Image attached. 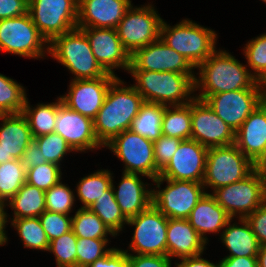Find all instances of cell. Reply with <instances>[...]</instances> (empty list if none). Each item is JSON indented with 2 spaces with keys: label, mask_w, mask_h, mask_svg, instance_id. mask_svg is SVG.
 I'll return each mask as SVG.
<instances>
[{
  "label": "cell",
  "mask_w": 266,
  "mask_h": 267,
  "mask_svg": "<svg viewBox=\"0 0 266 267\" xmlns=\"http://www.w3.org/2000/svg\"><path fill=\"white\" fill-rule=\"evenodd\" d=\"M196 68L199 76H195L194 91L200 92L194 96L203 101L210 95L253 88L258 83L250 69L227 50L216 49Z\"/></svg>",
  "instance_id": "cell-1"
},
{
  "label": "cell",
  "mask_w": 266,
  "mask_h": 267,
  "mask_svg": "<svg viewBox=\"0 0 266 267\" xmlns=\"http://www.w3.org/2000/svg\"><path fill=\"white\" fill-rule=\"evenodd\" d=\"M119 77L110 85L104 103L93 119L98 141L105 147L115 136L128 130L144 103L142 95Z\"/></svg>",
  "instance_id": "cell-2"
},
{
  "label": "cell",
  "mask_w": 266,
  "mask_h": 267,
  "mask_svg": "<svg viewBox=\"0 0 266 267\" xmlns=\"http://www.w3.org/2000/svg\"><path fill=\"white\" fill-rule=\"evenodd\" d=\"M128 73L135 79L132 86L144 102L174 106L188 104L195 98V74L145 70H128Z\"/></svg>",
  "instance_id": "cell-3"
},
{
  "label": "cell",
  "mask_w": 266,
  "mask_h": 267,
  "mask_svg": "<svg viewBox=\"0 0 266 267\" xmlns=\"http://www.w3.org/2000/svg\"><path fill=\"white\" fill-rule=\"evenodd\" d=\"M49 55L69 69L74 78L71 80L97 79L107 73L92 53L85 32L74 28L49 43Z\"/></svg>",
  "instance_id": "cell-4"
},
{
  "label": "cell",
  "mask_w": 266,
  "mask_h": 267,
  "mask_svg": "<svg viewBox=\"0 0 266 267\" xmlns=\"http://www.w3.org/2000/svg\"><path fill=\"white\" fill-rule=\"evenodd\" d=\"M159 38L167 46L187 58L196 68L217 49L218 35L216 31L190 19H183L174 26H170L163 19Z\"/></svg>",
  "instance_id": "cell-5"
},
{
  "label": "cell",
  "mask_w": 266,
  "mask_h": 267,
  "mask_svg": "<svg viewBox=\"0 0 266 267\" xmlns=\"http://www.w3.org/2000/svg\"><path fill=\"white\" fill-rule=\"evenodd\" d=\"M211 194L233 220L246 218L266 201V173L254 169L244 179Z\"/></svg>",
  "instance_id": "cell-6"
},
{
  "label": "cell",
  "mask_w": 266,
  "mask_h": 267,
  "mask_svg": "<svg viewBox=\"0 0 266 267\" xmlns=\"http://www.w3.org/2000/svg\"><path fill=\"white\" fill-rule=\"evenodd\" d=\"M0 51L38 60L48 55L49 43L26 13L0 20Z\"/></svg>",
  "instance_id": "cell-7"
},
{
  "label": "cell",
  "mask_w": 266,
  "mask_h": 267,
  "mask_svg": "<svg viewBox=\"0 0 266 267\" xmlns=\"http://www.w3.org/2000/svg\"><path fill=\"white\" fill-rule=\"evenodd\" d=\"M152 182L155 183L152 189V204L168 219H187L192 209L207 192L203 183L199 182L170 180L160 176ZM164 182L167 185L163 189L161 185Z\"/></svg>",
  "instance_id": "cell-8"
},
{
  "label": "cell",
  "mask_w": 266,
  "mask_h": 267,
  "mask_svg": "<svg viewBox=\"0 0 266 267\" xmlns=\"http://www.w3.org/2000/svg\"><path fill=\"white\" fill-rule=\"evenodd\" d=\"M254 170V164L235 144L208 148L205 176V190L214 191L244 179Z\"/></svg>",
  "instance_id": "cell-9"
},
{
  "label": "cell",
  "mask_w": 266,
  "mask_h": 267,
  "mask_svg": "<svg viewBox=\"0 0 266 267\" xmlns=\"http://www.w3.org/2000/svg\"><path fill=\"white\" fill-rule=\"evenodd\" d=\"M28 13L50 43L55 37L77 28L78 0H29Z\"/></svg>",
  "instance_id": "cell-10"
},
{
  "label": "cell",
  "mask_w": 266,
  "mask_h": 267,
  "mask_svg": "<svg viewBox=\"0 0 266 267\" xmlns=\"http://www.w3.org/2000/svg\"><path fill=\"white\" fill-rule=\"evenodd\" d=\"M162 20L152 4L131 5L115 29L123 47L132 55L159 39Z\"/></svg>",
  "instance_id": "cell-11"
},
{
  "label": "cell",
  "mask_w": 266,
  "mask_h": 267,
  "mask_svg": "<svg viewBox=\"0 0 266 267\" xmlns=\"http://www.w3.org/2000/svg\"><path fill=\"white\" fill-rule=\"evenodd\" d=\"M118 160L123 161L126 173L142 174L155 180L160 171L156 168L153 141L128 129L105 145Z\"/></svg>",
  "instance_id": "cell-12"
},
{
  "label": "cell",
  "mask_w": 266,
  "mask_h": 267,
  "mask_svg": "<svg viewBox=\"0 0 266 267\" xmlns=\"http://www.w3.org/2000/svg\"><path fill=\"white\" fill-rule=\"evenodd\" d=\"M127 225L135 226L128 246L133 254L167 256L168 218L153 204L128 219Z\"/></svg>",
  "instance_id": "cell-13"
},
{
  "label": "cell",
  "mask_w": 266,
  "mask_h": 267,
  "mask_svg": "<svg viewBox=\"0 0 266 267\" xmlns=\"http://www.w3.org/2000/svg\"><path fill=\"white\" fill-rule=\"evenodd\" d=\"M204 101L236 132L262 103L259 82L253 88L221 92L208 96Z\"/></svg>",
  "instance_id": "cell-14"
},
{
  "label": "cell",
  "mask_w": 266,
  "mask_h": 267,
  "mask_svg": "<svg viewBox=\"0 0 266 267\" xmlns=\"http://www.w3.org/2000/svg\"><path fill=\"white\" fill-rule=\"evenodd\" d=\"M191 139L211 148L235 143V132L203 100L191 101Z\"/></svg>",
  "instance_id": "cell-15"
},
{
  "label": "cell",
  "mask_w": 266,
  "mask_h": 267,
  "mask_svg": "<svg viewBox=\"0 0 266 267\" xmlns=\"http://www.w3.org/2000/svg\"><path fill=\"white\" fill-rule=\"evenodd\" d=\"M117 78L116 75H104L97 79L72 80L68 93L60 97L69 109L94 119L104 103L110 85Z\"/></svg>",
  "instance_id": "cell-16"
},
{
  "label": "cell",
  "mask_w": 266,
  "mask_h": 267,
  "mask_svg": "<svg viewBox=\"0 0 266 267\" xmlns=\"http://www.w3.org/2000/svg\"><path fill=\"white\" fill-rule=\"evenodd\" d=\"M208 148L196 140H182L177 151L160 171L159 176L170 180L203 183Z\"/></svg>",
  "instance_id": "cell-17"
},
{
  "label": "cell",
  "mask_w": 266,
  "mask_h": 267,
  "mask_svg": "<svg viewBox=\"0 0 266 267\" xmlns=\"http://www.w3.org/2000/svg\"><path fill=\"white\" fill-rule=\"evenodd\" d=\"M193 69L196 68L187 58L167 46L160 38L137 49L131 55V65L129 66V70L196 74Z\"/></svg>",
  "instance_id": "cell-18"
},
{
  "label": "cell",
  "mask_w": 266,
  "mask_h": 267,
  "mask_svg": "<svg viewBox=\"0 0 266 267\" xmlns=\"http://www.w3.org/2000/svg\"><path fill=\"white\" fill-rule=\"evenodd\" d=\"M75 152L105 148L97 139L93 119L69 109L63 103L58 108L55 130Z\"/></svg>",
  "instance_id": "cell-19"
},
{
  "label": "cell",
  "mask_w": 266,
  "mask_h": 267,
  "mask_svg": "<svg viewBox=\"0 0 266 267\" xmlns=\"http://www.w3.org/2000/svg\"><path fill=\"white\" fill-rule=\"evenodd\" d=\"M90 43L92 53L100 66L109 74L117 75L114 69L129 70L131 55L123 47L116 29L80 28Z\"/></svg>",
  "instance_id": "cell-20"
},
{
  "label": "cell",
  "mask_w": 266,
  "mask_h": 267,
  "mask_svg": "<svg viewBox=\"0 0 266 267\" xmlns=\"http://www.w3.org/2000/svg\"><path fill=\"white\" fill-rule=\"evenodd\" d=\"M131 2V0H78L77 27L115 29L133 4Z\"/></svg>",
  "instance_id": "cell-21"
},
{
  "label": "cell",
  "mask_w": 266,
  "mask_h": 267,
  "mask_svg": "<svg viewBox=\"0 0 266 267\" xmlns=\"http://www.w3.org/2000/svg\"><path fill=\"white\" fill-rule=\"evenodd\" d=\"M0 164L17 159L34 140L28 122L22 113L0 114Z\"/></svg>",
  "instance_id": "cell-22"
},
{
  "label": "cell",
  "mask_w": 266,
  "mask_h": 267,
  "mask_svg": "<svg viewBox=\"0 0 266 267\" xmlns=\"http://www.w3.org/2000/svg\"><path fill=\"white\" fill-rule=\"evenodd\" d=\"M140 176L150 179L142 174L122 172L117 188L112 179L115 200L127 219L138 215L152 204V188L148 189L151 184L144 183Z\"/></svg>",
  "instance_id": "cell-23"
},
{
  "label": "cell",
  "mask_w": 266,
  "mask_h": 267,
  "mask_svg": "<svg viewBox=\"0 0 266 267\" xmlns=\"http://www.w3.org/2000/svg\"><path fill=\"white\" fill-rule=\"evenodd\" d=\"M237 148L254 164L266 145V104L261 103L235 132Z\"/></svg>",
  "instance_id": "cell-24"
},
{
  "label": "cell",
  "mask_w": 266,
  "mask_h": 267,
  "mask_svg": "<svg viewBox=\"0 0 266 267\" xmlns=\"http://www.w3.org/2000/svg\"><path fill=\"white\" fill-rule=\"evenodd\" d=\"M166 237L170 259L203 254L207 245L187 219L169 218Z\"/></svg>",
  "instance_id": "cell-25"
},
{
  "label": "cell",
  "mask_w": 266,
  "mask_h": 267,
  "mask_svg": "<svg viewBox=\"0 0 266 267\" xmlns=\"http://www.w3.org/2000/svg\"><path fill=\"white\" fill-rule=\"evenodd\" d=\"M231 217L211 193L206 192L192 209L187 220L200 237L208 244L207 233L221 234ZM208 241V242H207Z\"/></svg>",
  "instance_id": "cell-26"
},
{
  "label": "cell",
  "mask_w": 266,
  "mask_h": 267,
  "mask_svg": "<svg viewBox=\"0 0 266 267\" xmlns=\"http://www.w3.org/2000/svg\"><path fill=\"white\" fill-rule=\"evenodd\" d=\"M232 221L231 218L227 222L219 238L230 253L225 257L257 256L260 244L248 221L238 218V223L231 224Z\"/></svg>",
  "instance_id": "cell-27"
},
{
  "label": "cell",
  "mask_w": 266,
  "mask_h": 267,
  "mask_svg": "<svg viewBox=\"0 0 266 267\" xmlns=\"http://www.w3.org/2000/svg\"><path fill=\"white\" fill-rule=\"evenodd\" d=\"M28 101L26 97L22 114L28 122L33 138L54 132L58 108L63 103L61 97H57L56 102L38 103L36 107L31 106Z\"/></svg>",
  "instance_id": "cell-28"
},
{
  "label": "cell",
  "mask_w": 266,
  "mask_h": 267,
  "mask_svg": "<svg viewBox=\"0 0 266 267\" xmlns=\"http://www.w3.org/2000/svg\"><path fill=\"white\" fill-rule=\"evenodd\" d=\"M13 210V218L39 217L45 210V191L27 182L4 204Z\"/></svg>",
  "instance_id": "cell-29"
},
{
  "label": "cell",
  "mask_w": 266,
  "mask_h": 267,
  "mask_svg": "<svg viewBox=\"0 0 266 267\" xmlns=\"http://www.w3.org/2000/svg\"><path fill=\"white\" fill-rule=\"evenodd\" d=\"M165 107L166 105L144 102L129 129L150 141H156L162 135Z\"/></svg>",
  "instance_id": "cell-30"
},
{
  "label": "cell",
  "mask_w": 266,
  "mask_h": 267,
  "mask_svg": "<svg viewBox=\"0 0 266 267\" xmlns=\"http://www.w3.org/2000/svg\"><path fill=\"white\" fill-rule=\"evenodd\" d=\"M10 215L4 211V222L6 224L10 222V226H13L21 241H23V247L35 250L48 251L49 249V239L45 233L39 217H28L19 219L7 220Z\"/></svg>",
  "instance_id": "cell-31"
},
{
  "label": "cell",
  "mask_w": 266,
  "mask_h": 267,
  "mask_svg": "<svg viewBox=\"0 0 266 267\" xmlns=\"http://www.w3.org/2000/svg\"><path fill=\"white\" fill-rule=\"evenodd\" d=\"M162 135L181 140L191 139V102L166 106L162 116Z\"/></svg>",
  "instance_id": "cell-32"
},
{
  "label": "cell",
  "mask_w": 266,
  "mask_h": 267,
  "mask_svg": "<svg viewBox=\"0 0 266 267\" xmlns=\"http://www.w3.org/2000/svg\"><path fill=\"white\" fill-rule=\"evenodd\" d=\"M112 174L108 169H100L84 176L78 181L76 196L83 204L81 208H89L97 199L104 195V191L111 187L112 178H114Z\"/></svg>",
  "instance_id": "cell-33"
},
{
  "label": "cell",
  "mask_w": 266,
  "mask_h": 267,
  "mask_svg": "<svg viewBox=\"0 0 266 267\" xmlns=\"http://www.w3.org/2000/svg\"><path fill=\"white\" fill-rule=\"evenodd\" d=\"M71 230L78 238L108 239L115 234L104 224L99 216L89 208H79L72 215Z\"/></svg>",
  "instance_id": "cell-34"
},
{
  "label": "cell",
  "mask_w": 266,
  "mask_h": 267,
  "mask_svg": "<svg viewBox=\"0 0 266 267\" xmlns=\"http://www.w3.org/2000/svg\"><path fill=\"white\" fill-rule=\"evenodd\" d=\"M89 209L101 218L115 236L123 231L124 225H127L128 219L116 202L112 187L104 191V195L97 199Z\"/></svg>",
  "instance_id": "cell-35"
},
{
  "label": "cell",
  "mask_w": 266,
  "mask_h": 267,
  "mask_svg": "<svg viewBox=\"0 0 266 267\" xmlns=\"http://www.w3.org/2000/svg\"><path fill=\"white\" fill-rule=\"evenodd\" d=\"M26 183V169L21 160L0 164V203L8 202Z\"/></svg>",
  "instance_id": "cell-36"
},
{
  "label": "cell",
  "mask_w": 266,
  "mask_h": 267,
  "mask_svg": "<svg viewBox=\"0 0 266 267\" xmlns=\"http://www.w3.org/2000/svg\"><path fill=\"white\" fill-rule=\"evenodd\" d=\"M26 97L21 84L0 73V114L22 113Z\"/></svg>",
  "instance_id": "cell-37"
},
{
  "label": "cell",
  "mask_w": 266,
  "mask_h": 267,
  "mask_svg": "<svg viewBox=\"0 0 266 267\" xmlns=\"http://www.w3.org/2000/svg\"><path fill=\"white\" fill-rule=\"evenodd\" d=\"M68 184L60 180L57 184L45 191L46 211L70 215L76 202L75 192Z\"/></svg>",
  "instance_id": "cell-38"
},
{
  "label": "cell",
  "mask_w": 266,
  "mask_h": 267,
  "mask_svg": "<svg viewBox=\"0 0 266 267\" xmlns=\"http://www.w3.org/2000/svg\"><path fill=\"white\" fill-rule=\"evenodd\" d=\"M247 60V67L259 81L266 75V33L248 41L243 50Z\"/></svg>",
  "instance_id": "cell-39"
},
{
  "label": "cell",
  "mask_w": 266,
  "mask_h": 267,
  "mask_svg": "<svg viewBox=\"0 0 266 267\" xmlns=\"http://www.w3.org/2000/svg\"><path fill=\"white\" fill-rule=\"evenodd\" d=\"M34 141L39 146L47 162L61 166V161L67 153L75 152L70 145L56 132L38 136Z\"/></svg>",
  "instance_id": "cell-40"
},
{
  "label": "cell",
  "mask_w": 266,
  "mask_h": 267,
  "mask_svg": "<svg viewBox=\"0 0 266 267\" xmlns=\"http://www.w3.org/2000/svg\"><path fill=\"white\" fill-rule=\"evenodd\" d=\"M109 239L78 238L76 245V264L90 266L95 260L106 256L112 248H106Z\"/></svg>",
  "instance_id": "cell-41"
},
{
  "label": "cell",
  "mask_w": 266,
  "mask_h": 267,
  "mask_svg": "<svg viewBox=\"0 0 266 267\" xmlns=\"http://www.w3.org/2000/svg\"><path fill=\"white\" fill-rule=\"evenodd\" d=\"M61 177V167L51 162L26 169V182L43 191H47L57 184L62 180Z\"/></svg>",
  "instance_id": "cell-42"
},
{
  "label": "cell",
  "mask_w": 266,
  "mask_h": 267,
  "mask_svg": "<svg viewBox=\"0 0 266 267\" xmlns=\"http://www.w3.org/2000/svg\"><path fill=\"white\" fill-rule=\"evenodd\" d=\"M77 237L69 231L49 243L48 252L53 253L57 267H67L76 264Z\"/></svg>",
  "instance_id": "cell-43"
},
{
  "label": "cell",
  "mask_w": 266,
  "mask_h": 267,
  "mask_svg": "<svg viewBox=\"0 0 266 267\" xmlns=\"http://www.w3.org/2000/svg\"><path fill=\"white\" fill-rule=\"evenodd\" d=\"M39 218L49 241L59 238L63 234L71 231L72 216L45 210Z\"/></svg>",
  "instance_id": "cell-44"
},
{
  "label": "cell",
  "mask_w": 266,
  "mask_h": 267,
  "mask_svg": "<svg viewBox=\"0 0 266 267\" xmlns=\"http://www.w3.org/2000/svg\"><path fill=\"white\" fill-rule=\"evenodd\" d=\"M181 139L175 137H168L161 135L154 144V159L156 168L161 171L171 160L178 146L181 143Z\"/></svg>",
  "instance_id": "cell-45"
},
{
  "label": "cell",
  "mask_w": 266,
  "mask_h": 267,
  "mask_svg": "<svg viewBox=\"0 0 266 267\" xmlns=\"http://www.w3.org/2000/svg\"><path fill=\"white\" fill-rule=\"evenodd\" d=\"M124 251L128 254V267H171L173 265L168 256L132 254L129 249Z\"/></svg>",
  "instance_id": "cell-46"
},
{
  "label": "cell",
  "mask_w": 266,
  "mask_h": 267,
  "mask_svg": "<svg viewBox=\"0 0 266 267\" xmlns=\"http://www.w3.org/2000/svg\"><path fill=\"white\" fill-rule=\"evenodd\" d=\"M245 219L250 224L260 246L266 245V201Z\"/></svg>",
  "instance_id": "cell-47"
},
{
  "label": "cell",
  "mask_w": 266,
  "mask_h": 267,
  "mask_svg": "<svg viewBox=\"0 0 266 267\" xmlns=\"http://www.w3.org/2000/svg\"><path fill=\"white\" fill-rule=\"evenodd\" d=\"M89 267H128V254L124 249L113 247L106 256L95 260Z\"/></svg>",
  "instance_id": "cell-48"
},
{
  "label": "cell",
  "mask_w": 266,
  "mask_h": 267,
  "mask_svg": "<svg viewBox=\"0 0 266 267\" xmlns=\"http://www.w3.org/2000/svg\"><path fill=\"white\" fill-rule=\"evenodd\" d=\"M29 0H0V20L28 13Z\"/></svg>",
  "instance_id": "cell-49"
},
{
  "label": "cell",
  "mask_w": 266,
  "mask_h": 267,
  "mask_svg": "<svg viewBox=\"0 0 266 267\" xmlns=\"http://www.w3.org/2000/svg\"><path fill=\"white\" fill-rule=\"evenodd\" d=\"M21 162L24 165L25 169H29L37 165L45 164L47 161L42 155L41 149L33 140L23 153Z\"/></svg>",
  "instance_id": "cell-50"
},
{
  "label": "cell",
  "mask_w": 266,
  "mask_h": 267,
  "mask_svg": "<svg viewBox=\"0 0 266 267\" xmlns=\"http://www.w3.org/2000/svg\"><path fill=\"white\" fill-rule=\"evenodd\" d=\"M219 267H258L257 256L224 257Z\"/></svg>",
  "instance_id": "cell-51"
},
{
  "label": "cell",
  "mask_w": 266,
  "mask_h": 267,
  "mask_svg": "<svg viewBox=\"0 0 266 267\" xmlns=\"http://www.w3.org/2000/svg\"><path fill=\"white\" fill-rule=\"evenodd\" d=\"M202 254L193 256V257H186L179 259L181 261L174 263L176 267H219L218 263H213L208 259L202 258Z\"/></svg>",
  "instance_id": "cell-52"
},
{
  "label": "cell",
  "mask_w": 266,
  "mask_h": 267,
  "mask_svg": "<svg viewBox=\"0 0 266 267\" xmlns=\"http://www.w3.org/2000/svg\"><path fill=\"white\" fill-rule=\"evenodd\" d=\"M4 205L0 203V246L7 244L8 237L6 235V226L4 222Z\"/></svg>",
  "instance_id": "cell-53"
},
{
  "label": "cell",
  "mask_w": 266,
  "mask_h": 267,
  "mask_svg": "<svg viewBox=\"0 0 266 267\" xmlns=\"http://www.w3.org/2000/svg\"><path fill=\"white\" fill-rule=\"evenodd\" d=\"M254 169L266 173V145L261 157L254 163Z\"/></svg>",
  "instance_id": "cell-54"
},
{
  "label": "cell",
  "mask_w": 266,
  "mask_h": 267,
  "mask_svg": "<svg viewBox=\"0 0 266 267\" xmlns=\"http://www.w3.org/2000/svg\"><path fill=\"white\" fill-rule=\"evenodd\" d=\"M258 267H266V245L260 246L257 254Z\"/></svg>",
  "instance_id": "cell-55"
},
{
  "label": "cell",
  "mask_w": 266,
  "mask_h": 267,
  "mask_svg": "<svg viewBox=\"0 0 266 267\" xmlns=\"http://www.w3.org/2000/svg\"><path fill=\"white\" fill-rule=\"evenodd\" d=\"M258 82L260 86L261 102L266 104V75Z\"/></svg>",
  "instance_id": "cell-56"
},
{
  "label": "cell",
  "mask_w": 266,
  "mask_h": 267,
  "mask_svg": "<svg viewBox=\"0 0 266 267\" xmlns=\"http://www.w3.org/2000/svg\"><path fill=\"white\" fill-rule=\"evenodd\" d=\"M67 267H89V266L75 264V265H70V266H67Z\"/></svg>",
  "instance_id": "cell-57"
}]
</instances>
